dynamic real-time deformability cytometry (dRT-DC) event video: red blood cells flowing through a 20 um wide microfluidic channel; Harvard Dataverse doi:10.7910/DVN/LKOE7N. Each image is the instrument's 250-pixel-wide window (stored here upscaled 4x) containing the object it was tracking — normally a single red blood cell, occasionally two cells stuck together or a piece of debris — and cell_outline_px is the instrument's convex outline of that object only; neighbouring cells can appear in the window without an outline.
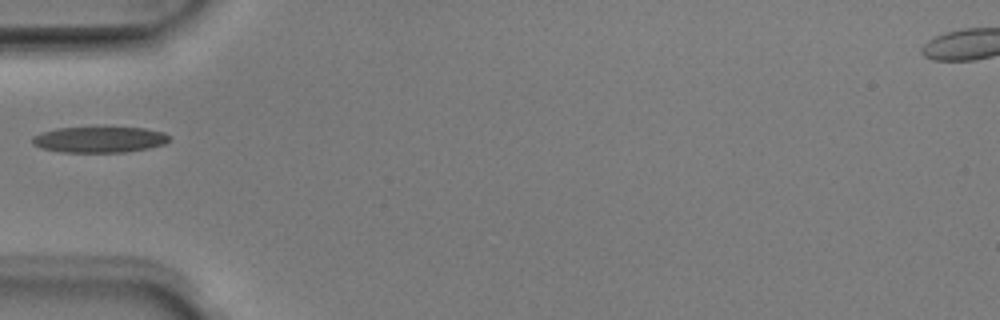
{"species": "Egyptian fruit bat (a non-hibernating species)", "species_latin": "Rousettus aegyptiacus", "temperature_condition": "room temperature", "stored_images_in_passage": 35, "camera_frame_rate_fps": 3000, "um_per_image_px": 0.085, "animal": {"sex": "male"}, "frame": {"image": 1, "passage_image": 1, "time_ms": 0.0, "image_size_px": [1000, 320], "cell_outline_px": [[172, 136], [164, 144], [148, 148], [124, 152], [60, 152], [40, 148], [32, 144], [32, 136], [40, 132], [56, 128], [104, 124], [144, 128], [164, 132]], "centroid_in_image_um": [8.43, 11.8], "position_along_channel_um": 76.6, "area_um2": 21.96}}
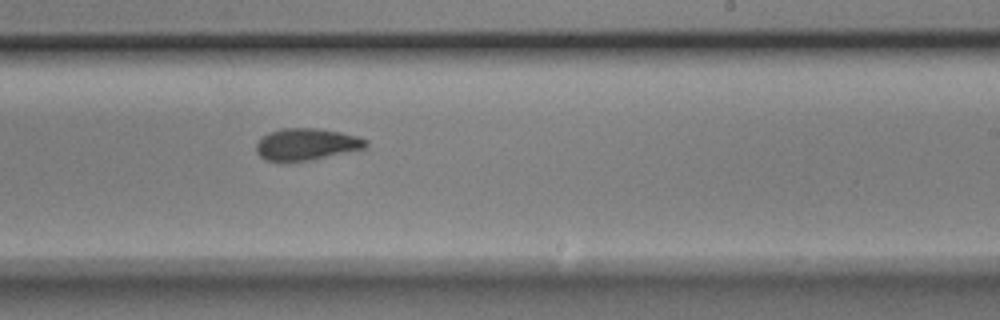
{"frame": {"image": 2, "passage_image": 15, "time_ms": 4.667, "image_size_px": [1000, 320], "cell_outline_px": [[368, 148], [308, 160], [280, 164], [264, 160], [256, 152], [256, 144], [268, 132], [280, 128], [320, 128], [360, 136], [368, 140]], "centroid_in_image_um": [26.04, 12.28], "position_along_channel_um": 263.0, "area_um2": 20.92}}
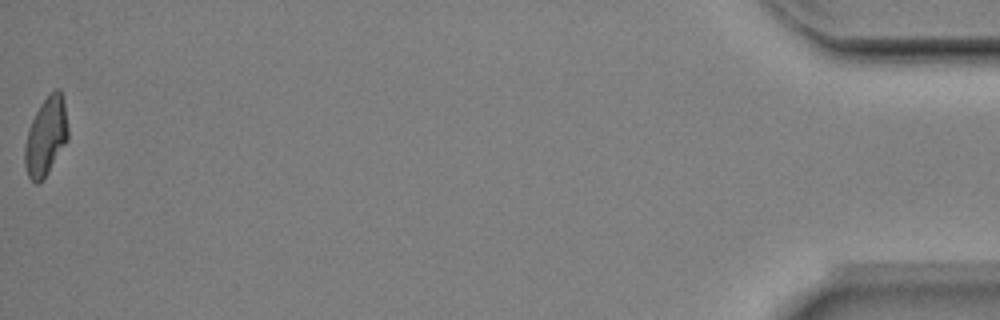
{"frame": {"image": 3, "passage_image": 35, "time_ms": 11.333, "image_size_px": [1000, 320], "cell_outline_px": [[68, 140], [44, 176], [36, 184], [28, 176], [24, 164], [24, 148], [28, 128], [40, 104], [48, 92], [56, 88], [60, 88], [64, 104], [68, 128]], "centroid_in_image_um": [3.89, 11.53], "position_along_channel_um": 431.3, "area_um2": 19.54}}